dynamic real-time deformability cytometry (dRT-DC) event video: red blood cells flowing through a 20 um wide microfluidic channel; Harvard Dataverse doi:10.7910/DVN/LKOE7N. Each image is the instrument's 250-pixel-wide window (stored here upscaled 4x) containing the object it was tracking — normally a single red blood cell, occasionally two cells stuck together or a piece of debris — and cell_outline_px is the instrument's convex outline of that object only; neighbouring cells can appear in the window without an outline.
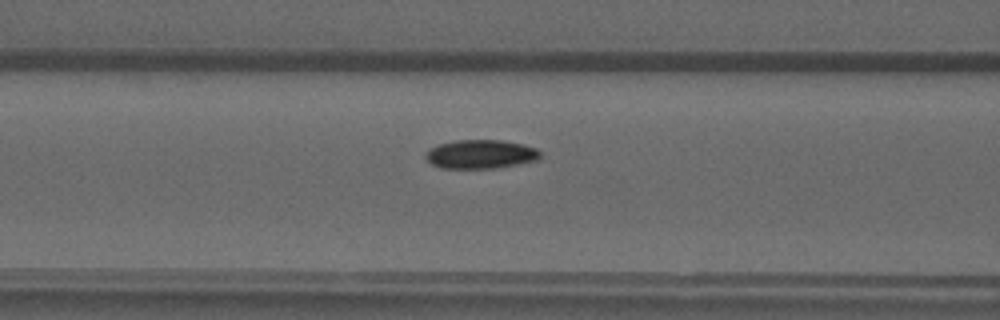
{"species": "common noctule bat (a hibernating species)", "species_latin": "Nyctalus noctula", "temperature_condition": "warm", "stored_images_in_passage": 37, "camera_frame_rate_fps": 3000, "um_per_image_px": 0.085, "animal": {"sex": "male", "forearm_length_mm": 52.5}, "frame": {"image": 1, "passage_image": 8, "time_ms": 2.333, "image_size_px": [1000, 320], "cell_outline_px": [[540, 156], [536, 160], [496, 168], [440, 168], [432, 164], [424, 156], [424, 152], [428, 148], [440, 144], [456, 140], [500, 140], [524, 144], [536, 148], [540, 152]], "centroid_in_image_um": [40.81, 13.1], "position_along_channel_um": 125.8, "area_um2": 19.25}}
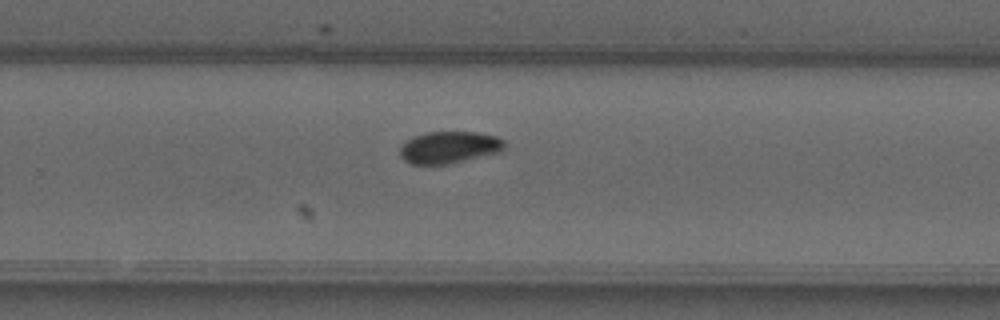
{"frame": {"image": 2, "passage_image": 20, "time_ms": 6.333, "image_size_px": [1000, 320], "cell_outline_px": [[504, 152], [448, 164], [412, 164], [404, 160], [400, 156], [400, 144], [404, 140], [412, 136], [424, 132], [476, 132], [496, 136], [504, 140]], "centroid_in_image_um": [38.17, 12.52], "position_along_channel_um": 291.6, "area_um2": 19.88}}
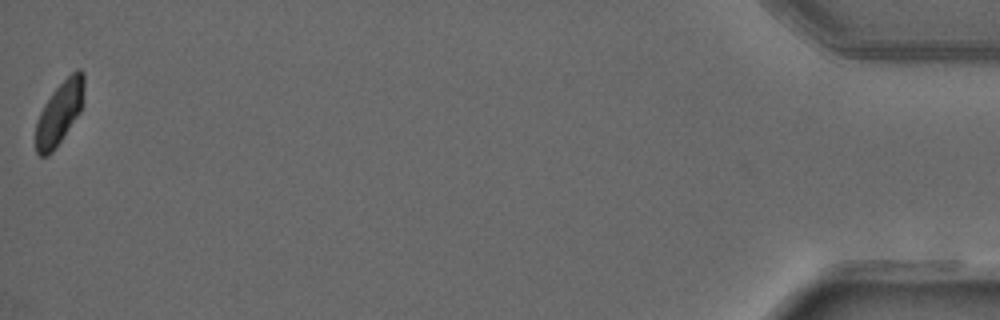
{"frame": {"image": 3, "passage_image": 37, "time_ms": 12.0, "image_size_px": [1000, 320], "cell_outline_px": [[84, 88], [80, 112], [56, 148], [48, 156], [40, 156], [36, 152], [36, 124], [40, 112], [44, 104], [52, 92], [76, 68], [80, 68], [84, 72]], "centroid_in_image_um": [5.06, 9.59], "position_along_channel_um": 430.1, "area_um2": 17.63}}